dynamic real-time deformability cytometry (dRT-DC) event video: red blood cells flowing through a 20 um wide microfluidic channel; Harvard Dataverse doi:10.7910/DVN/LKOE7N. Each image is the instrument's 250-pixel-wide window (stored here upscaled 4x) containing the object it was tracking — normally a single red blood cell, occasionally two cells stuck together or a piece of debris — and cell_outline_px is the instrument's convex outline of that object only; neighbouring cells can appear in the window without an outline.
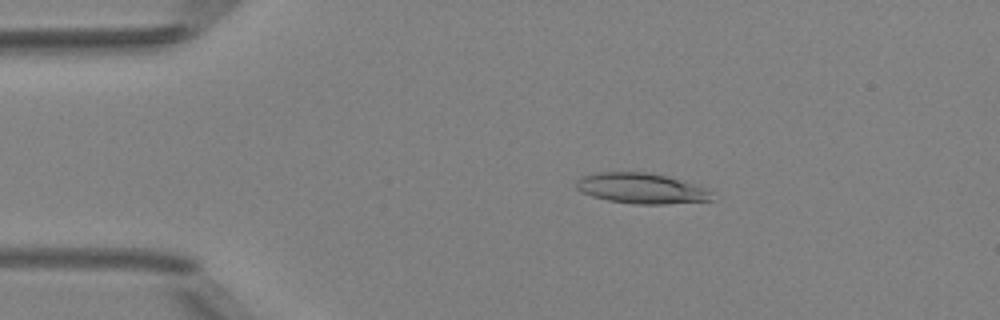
{"species": "Egyptian fruit bat (a non-hibernating species)", "species_latin": "Rousettus aegyptiacus", "temperature_condition": "room temperature", "stored_images_in_passage": 6, "camera_frame_rate_fps": 3000, "um_per_image_px": 0.085, "animal": {"sex": "female"}, "frame": {"image": 1, "passage_image": 3, "time_ms": 2.333, "image_size_px": [1000, 320], "cell_outline_px": [[716, 200], [664, 204], [636, 204], [608, 200], [592, 196], [580, 192], [576, 188], [576, 180], [584, 176], [596, 172], [644, 172], [664, 176], [708, 188]], "centroid_in_image_um": [54.52, 16.02], "position_along_channel_um": 30.5, "area_um2": 23.99}}
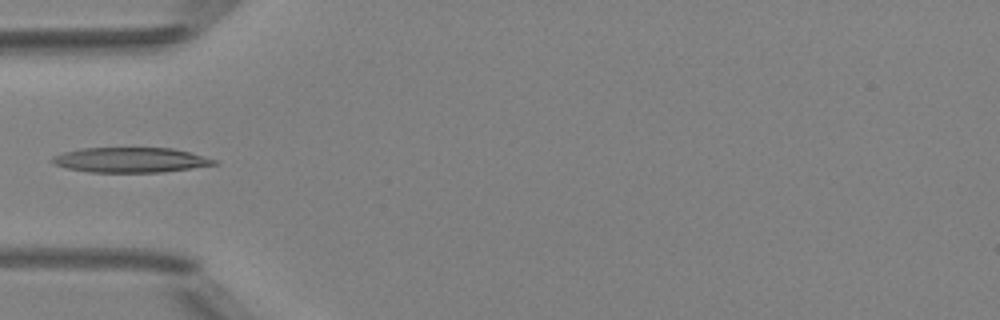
{"frame": {"image": 2, "passage_image": 5, "time_ms": 4.667, "image_size_px": [1000, 320], "cell_outline_px": [[220, 164], [160, 172], [92, 172], [68, 168], [52, 164], [48, 160], [52, 156], [64, 152], [80, 148], [172, 148], [188, 152], [216, 160]], "centroid_in_image_um": [11.03, 13.59], "position_along_channel_um": 74.0, "area_um2": 23.47}}
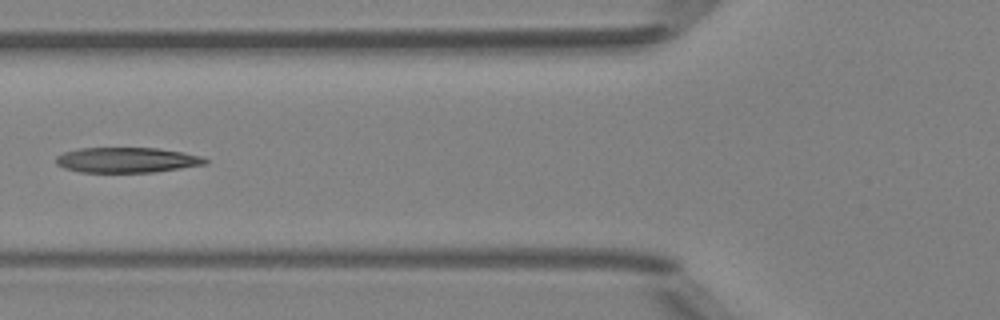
{"frame": {"image": 3, "passage_image": 6, "time_ms": 5.667, "image_size_px": [1000, 320], "cell_outline_px": [[208, 164], [156, 172], [80, 172], [64, 168], [56, 164], [56, 156], [64, 152], [80, 148], [156, 148], [184, 152], [200, 156], [208, 160]], "centroid_in_image_um": [10.79, 13.6], "position_along_channel_um": 115.0, "area_um2": 22.02}}